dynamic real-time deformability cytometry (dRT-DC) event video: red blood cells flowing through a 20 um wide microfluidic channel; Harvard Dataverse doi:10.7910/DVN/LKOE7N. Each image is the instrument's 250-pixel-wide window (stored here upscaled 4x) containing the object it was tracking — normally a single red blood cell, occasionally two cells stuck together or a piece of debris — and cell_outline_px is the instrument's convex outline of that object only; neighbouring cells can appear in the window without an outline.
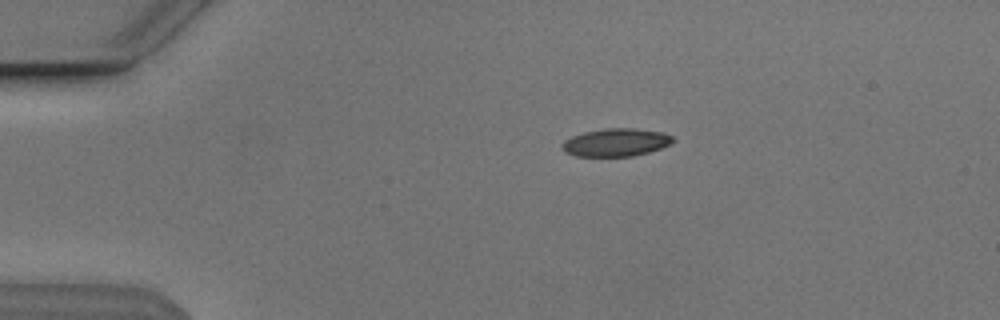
{"species": "Egyptian fruit bat (a non-hibernating species)", "species_latin": "Rousettus aegyptiacus", "temperature_condition": "cold", "stored_images_in_passage": 44, "camera_frame_rate_fps": 3000, "um_per_image_px": 0.085, "animal": {"sex": "male"}, "frame": {"image": 1, "passage_image": 1, "time_ms": 0.0, "image_size_px": [1000, 320], "cell_outline_px": [[676, 140], [660, 148], [648, 152], [632, 156], [576, 156], [564, 152], [564, 140], [572, 136], [584, 132], [608, 128], [632, 128], [660, 132], [672, 136]], "centroid_in_image_um": [52.35, 12.1], "position_along_channel_um": 32.6, "area_um2": 17.69}}
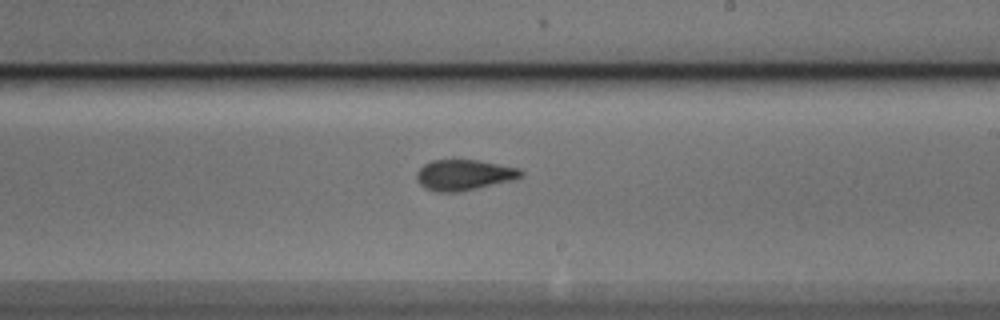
{"frame": {"image": 2, "passage_image": 22, "time_ms": 7.0, "image_size_px": [1000, 320], "cell_outline_px": [[524, 176], [512, 180], [460, 192], [436, 192], [424, 188], [416, 180], [416, 172], [424, 164], [432, 160], [480, 160], [520, 168], [524, 172]], "centroid_in_image_um": [39.44, 14.87], "position_along_channel_um": 249.6, "area_um2": 18.84}}
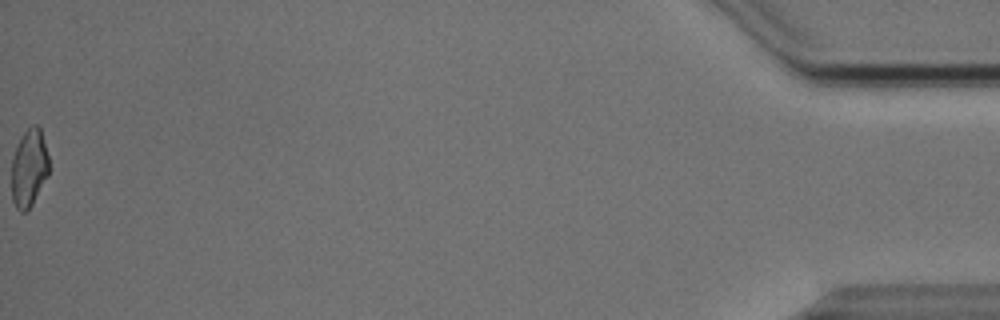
{"frame": {"image": 3, "passage_image": 44, "time_ms": 14.333, "image_size_px": [1000, 320], "cell_outline_px": [[48, 176], [32, 204], [24, 212], [20, 212], [16, 208], [12, 200], [12, 156], [16, 144], [24, 132], [32, 124], [36, 124], [40, 128], [48, 156]], "centroid_in_image_um": [2.45, 14.27], "position_along_channel_um": 432.7, "area_um2": 16.94}, "authors_computed_cell_mechanics": {"area_um2": 18.4093, "velocity_mm_per_s": 3.85, "shape_relaxation_time_tau1_ms": null, "shape_relaxation_time_tau2_ms": 1.7239, "deformation_change_tau1": null, "deformation_change_tau2": 0.0707}}